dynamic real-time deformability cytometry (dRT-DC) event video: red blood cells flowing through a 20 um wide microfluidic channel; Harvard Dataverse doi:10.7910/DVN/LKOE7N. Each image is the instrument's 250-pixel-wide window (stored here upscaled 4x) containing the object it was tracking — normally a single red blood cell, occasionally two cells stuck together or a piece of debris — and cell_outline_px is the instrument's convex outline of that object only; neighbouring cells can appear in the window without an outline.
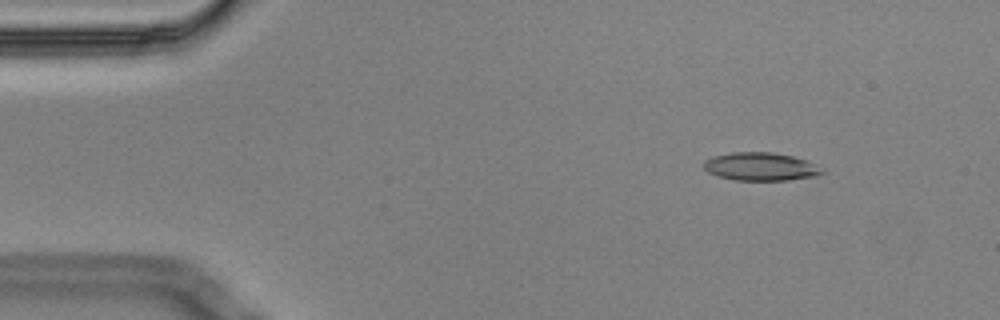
{"species": "Egyptian fruit bat (a non-hibernating species)", "species_latin": "Rousettus aegyptiacus", "temperature_condition": "cold", "stored_images_in_passage": 5, "camera_frame_rate_fps": 3000, "um_per_image_px": 0.085, "animal": {"sex": "male"}, "frame": {"image": 1, "passage_image": 2, "time_ms": 0.333, "image_size_px": [1000, 320], "cell_outline_px": [[824, 172], [816, 176], [788, 180], [736, 180], [716, 176], [708, 172], [704, 168], [704, 160], [712, 156], [732, 152], [772, 152], [792, 156], [808, 160]], "centroid_in_image_um": [64.61, 14.16], "position_along_channel_um": 20.4, "area_um2": 19.36}}